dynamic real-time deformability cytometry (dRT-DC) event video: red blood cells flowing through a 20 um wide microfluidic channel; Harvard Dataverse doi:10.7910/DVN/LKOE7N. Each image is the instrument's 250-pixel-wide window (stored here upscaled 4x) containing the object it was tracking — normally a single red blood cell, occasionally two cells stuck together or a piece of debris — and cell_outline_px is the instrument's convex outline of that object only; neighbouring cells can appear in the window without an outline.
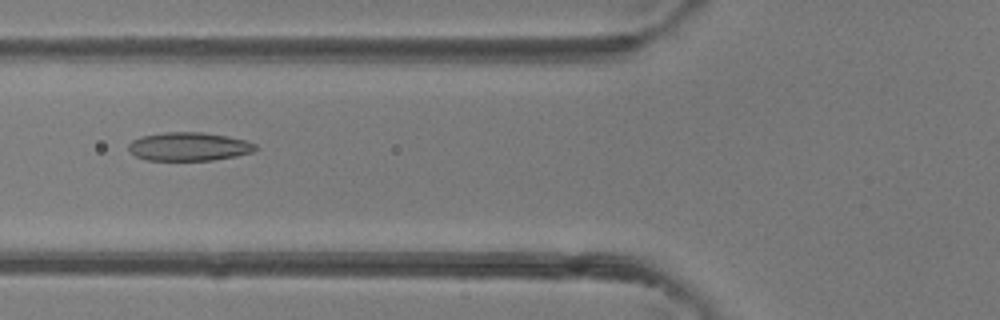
{"species": "common noctule bat (a hibernating species)", "species_latin": "Nyctalus noctula", "temperature_condition": "room temperature", "stored_images_in_passage": 5, "camera_frame_rate_fps": 3000, "um_per_image_px": 0.085, "animal": {"sex": "female"}, "frame": {"image": 1, "passage_image": 5, "time_ms": 5.333, "image_size_px": [1000, 320], "cell_outline_px": [[260, 148], [252, 152], [236, 156], [212, 160], [148, 160], [136, 156], [128, 148], [128, 144], [132, 140], [140, 136], [164, 132], [204, 132], [228, 136], [244, 140], [256, 144]], "centroid_in_image_um": [16.07, 12.45], "position_along_channel_um": 109.7, "area_um2": 21.15}}